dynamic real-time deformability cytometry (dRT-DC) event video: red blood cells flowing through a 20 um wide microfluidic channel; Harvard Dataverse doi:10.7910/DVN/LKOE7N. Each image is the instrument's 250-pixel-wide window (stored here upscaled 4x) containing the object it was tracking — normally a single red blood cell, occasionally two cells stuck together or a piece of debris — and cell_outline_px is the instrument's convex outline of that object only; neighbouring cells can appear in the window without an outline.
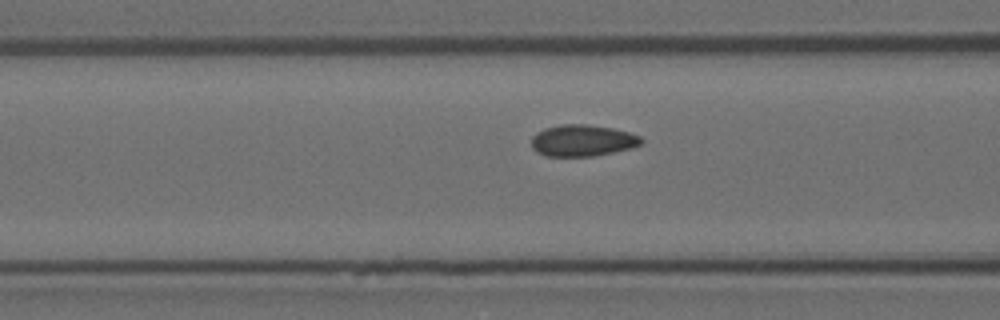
{"species": "Egyptian fruit bat (a non-hibernating species)", "species_latin": "Rousettus aegyptiacus", "temperature_condition": "room temperature", "stored_images_in_passage": 7, "segment_of_instrument_passage": [2, 2], "camera_frame_rate_fps": 3000, "um_per_image_px": 0.085, "animal": {"sex": "female"}, "frame": {"image": 1, "passage_image": 7, "time_ms": 2.0, "image_size_px": [1000, 320], "cell_outline_px": [[644, 140], [640, 144], [632, 148], [592, 156], [544, 156], [536, 152], [532, 148], [532, 136], [536, 132], [544, 128], [560, 124], [588, 124], [612, 128], [628, 132], [640, 136]], "centroid_in_image_um": [49.48, 11.94], "position_along_channel_um": 117.1, "area_um2": 20.29}}